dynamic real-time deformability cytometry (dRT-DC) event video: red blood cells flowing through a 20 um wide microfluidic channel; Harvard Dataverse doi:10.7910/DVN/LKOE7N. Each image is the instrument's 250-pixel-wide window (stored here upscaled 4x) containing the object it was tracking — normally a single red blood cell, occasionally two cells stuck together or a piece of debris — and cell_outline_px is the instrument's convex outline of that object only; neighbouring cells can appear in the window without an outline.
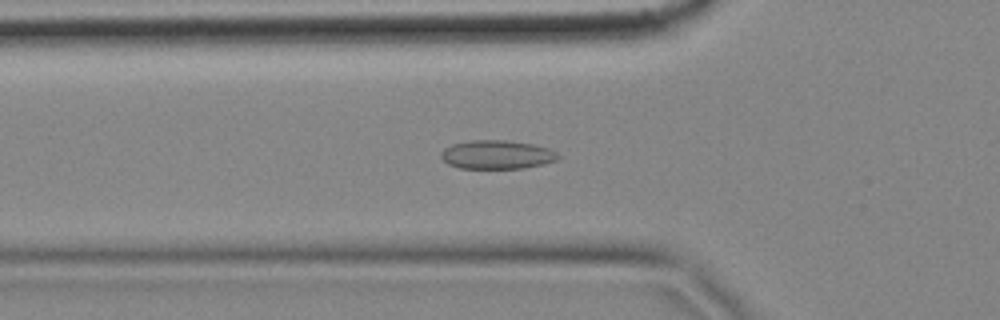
{"species": "common noctule bat (a hibernating species)", "species_latin": "Nyctalus noctula", "temperature_condition": "cold", "stored_images_in_passage": 57, "camera_frame_rate_fps": 3000, "um_per_image_px": 0.085, "animal": {"sex": "female", "body_mass_g": 18.4}, "frame": {"image": 1, "passage_image": 18, "time_ms": 5.667, "image_size_px": [1000, 320], "cell_outline_px": [[560, 156], [556, 160], [524, 168], [460, 168], [448, 164], [440, 156], [440, 152], [444, 148], [452, 144], [472, 140], [504, 140], [532, 144], [548, 148], [556, 152]], "centroid_in_image_um": [42.2, 13.14], "position_along_channel_um": 83.6, "area_um2": 19.42}}
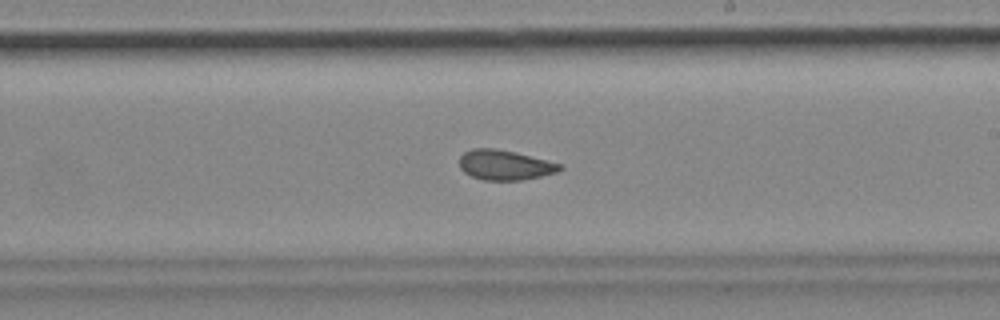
{"frame": {"image": 2, "passage_image": 32, "time_ms": 10.333, "image_size_px": [1000, 320], "cell_outline_px": [[564, 168], [556, 172], [540, 176], [520, 180], [484, 180], [472, 176], [464, 172], [460, 168], [460, 156], [464, 152], [472, 148], [496, 148], [516, 152], [564, 164]], "centroid_in_image_um": [42.93, 14.01], "position_along_channel_um": 246.1, "area_um2": 17.63}}
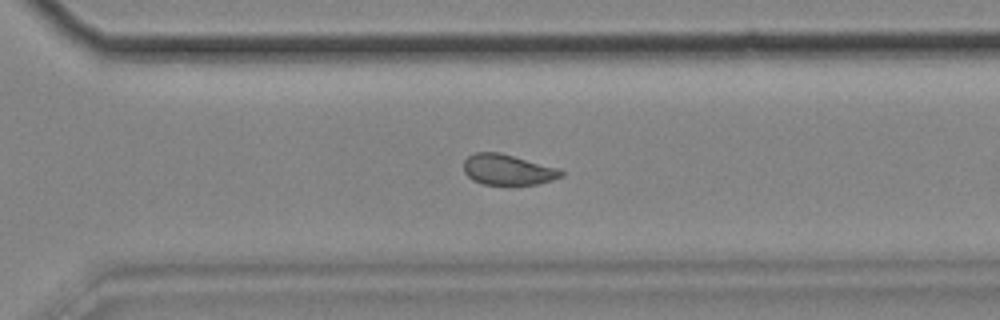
{"frame": {"image": 3, "passage_image": 39, "time_ms": 12.667, "image_size_px": [1000, 320], "cell_outline_px": [[564, 176], [552, 180], [536, 184], [484, 184], [472, 180], [464, 172], [464, 160], [468, 156], [476, 152], [500, 152], [560, 168], [564, 172]], "centroid_in_image_um": [43.18, 14.41], "position_along_channel_um": 327.4, "area_um2": 17.46}, "authors_computed_cell_mechanics": {"area_um2": 18.3804, "velocity_mm_per_s": 3.4819, "shape_relaxation_time_tau1_ms": null, "shape_relaxation_time_tau2_ms": 2.1272, "deformation_change_tau1": null, "deformation_change_tau2": 0.0676}}